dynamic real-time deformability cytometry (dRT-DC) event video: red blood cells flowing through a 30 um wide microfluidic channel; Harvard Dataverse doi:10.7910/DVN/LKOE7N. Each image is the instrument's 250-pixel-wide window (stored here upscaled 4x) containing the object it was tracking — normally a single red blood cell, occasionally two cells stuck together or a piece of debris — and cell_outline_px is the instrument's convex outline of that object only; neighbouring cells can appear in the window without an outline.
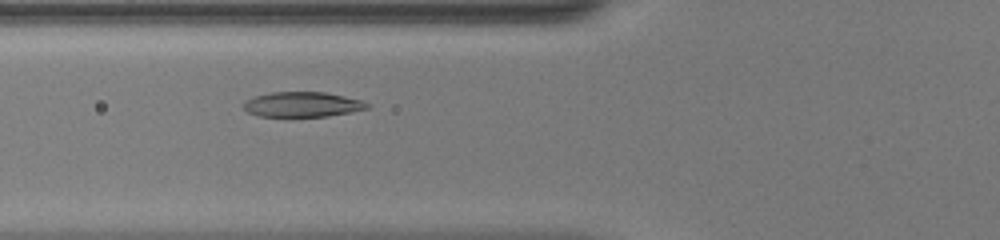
{"species": "common noctule bat (a hibernating species)", "species_latin": "Nyctalus noctula", "temperature_condition": "warm", "stored_images_in_passage": 40, "camera_frame_rate_fps": 3000, "um_per_image_px": 0.085, "animal": {"sex": "female", "body_mass_g": 20.0, "forearm_length_mm": 54.0}, "frame": {"image": 1, "passage_image": 10, "time_ms": 3.0, "image_size_px": [1000, 240], "cell_outline_px": [[372, 104], [368, 108], [328, 116], [260, 116], [248, 112], [244, 108], [244, 100], [256, 96], [272, 92], [324, 92], [344, 96], [360, 100]], "centroid_in_image_um": [25.7, 8.87], "position_along_channel_um": 100.1, "area_um2": 17.8}}
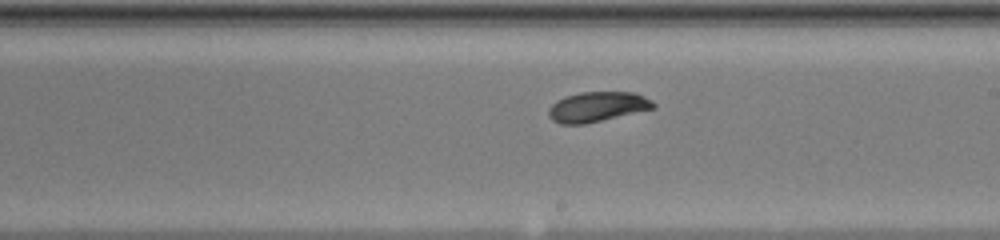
{"frame": {"image": 2, "passage_image": 20, "time_ms": 6.333, "image_size_px": [1000, 240], "cell_outline_px": [[656, 108], [584, 124], [560, 124], [552, 120], [548, 116], [548, 108], [556, 100], [564, 96], [580, 92], [636, 92], [652, 100], [656, 104]], "centroid_in_image_um": [50.76, 9.07], "position_along_channel_um": 238.2, "area_um2": 18.5}}
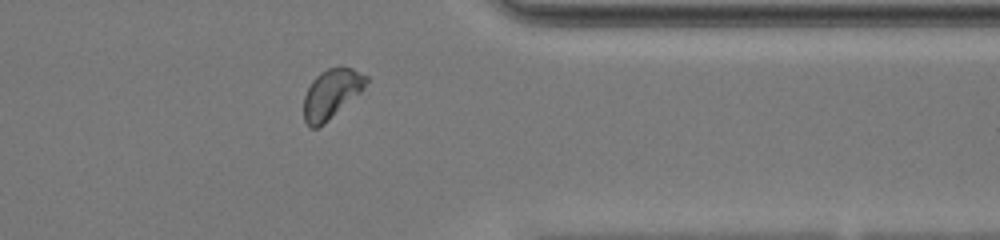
{"frame": {"image": 3, "passage_image": 31, "time_ms": 10.0, "image_size_px": [1000, 240], "cell_outline_px": [[368, 80], [364, 88], [360, 92], [324, 124], [316, 128], [308, 128], [304, 120], [304, 96], [312, 80], [320, 72], [328, 68], [352, 68], [368, 76]], "centroid_in_image_um": [28.15, 7.99], "position_along_channel_um": 383.3, "area_um2": 17.74}, "authors_computed_cell_mechanics": {"area_um2": 18.3515, "velocity_mm_per_s": 4.1545, "shape_relaxation_time_tau1_ms": 3.3477, "shape_relaxation_time_tau2_ms": 2.5517, "deformation_change_tau1": 0.1384, "deformation_change_tau2": 0.046}}